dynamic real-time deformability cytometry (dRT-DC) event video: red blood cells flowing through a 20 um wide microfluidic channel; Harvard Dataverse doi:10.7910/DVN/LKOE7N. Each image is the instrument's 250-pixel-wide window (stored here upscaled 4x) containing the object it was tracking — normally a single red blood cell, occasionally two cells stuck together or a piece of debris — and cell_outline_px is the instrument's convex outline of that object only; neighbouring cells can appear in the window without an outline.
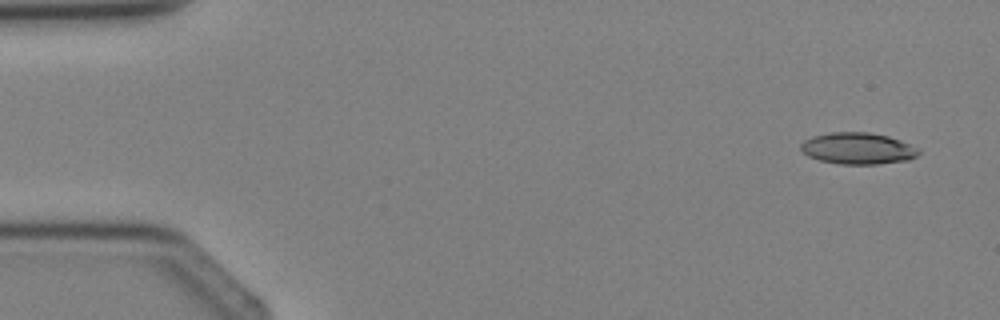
{"species": "Egyptian fruit bat (a non-hibernating species)", "species_latin": "Rousettus aegyptiacus", "temperature_condition": "cold", "stored_images_in_passage": 4, "camera_frame_rate_fps": 3000, "um_per_image_px": 0.085, "animal": {"sex": "female"}, "frame": {"image": 1, "passage_image": 1, "time_ms": 0.0, "image_size_px": [1000, 320], "cell_outline_px": [[920, 152], [916, 156], [908, 160], [876, 164], [840, 164], [820, 160], [808, 156], [800, 148], [800, 144], [804, 140], [812, 136], [832, 132], [868, 132], [888, 136], [900, 140], [920, 148]], "centroid_in_image_um": [72.92, 12.61], "position_along_channel_um": 12.1, "area_um2": 21.68}}
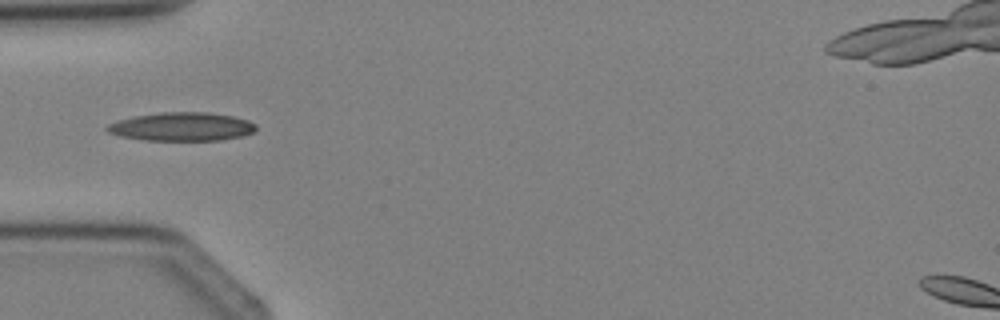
{"frame": {"image": 2, "passage_image": 4, "time_ms": 3.333, "image_size_px": [1000, 320], "cell_outline_px": [[256, 132], [240, 136], [220, 140], [144, 140], [120, 136], [108, 132], [104, 128], [108, 124], [120, 120], [136, 116], [160, 112], [208, 112], [232, 116], [248, 120], [256, 124]], "centroid_in_image_um": [15.47, 10.76], "position_along_channel_um": 69.5, "area_um2": 24.68}}